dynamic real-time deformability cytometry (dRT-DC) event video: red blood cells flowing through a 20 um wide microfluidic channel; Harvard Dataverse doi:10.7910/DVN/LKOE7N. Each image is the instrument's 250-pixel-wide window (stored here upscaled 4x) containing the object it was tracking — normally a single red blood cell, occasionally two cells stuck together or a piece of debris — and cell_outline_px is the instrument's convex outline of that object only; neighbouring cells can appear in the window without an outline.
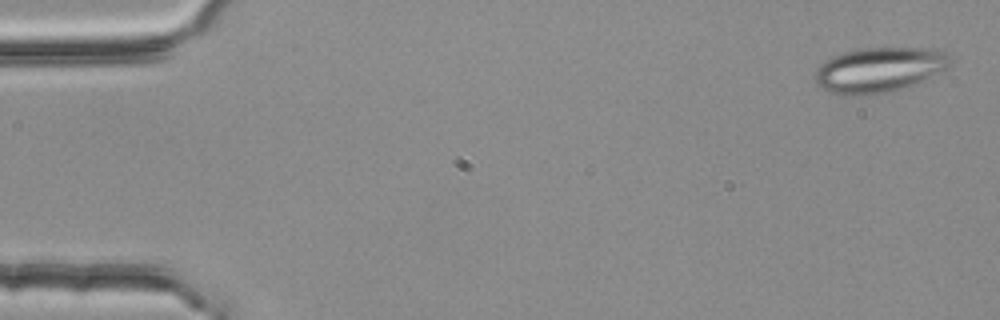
{"species": "common noctule bat (a hibernating species)", "species_latin": "Nyctalus noctula", "temperature_condition": "room temperature", "stored_images_in_passage": 3, "camera_frame_rate_fps": 3000, "um_per_image_px": 0.085, "animal": {"sex": "female", "body_mass_g": 25.1}, "frame": {"image": 1, "passage_image": 1, "time_ms": 0.0, "image_size_px": [1000, 320], "cell_outline_px": [[952, 56], [948, 68], [912, 84], [888, 92], [864, 96], [852, 96], [828, 92], [820, 88], [816, 84], [816, 72], [820, 64], [824, 60], [832, 56], [844, 52], [860, 48], [928, 48], [944, 52]], "centroid_in_image_um": [74.68, 5.93], "position_along_channel_um": 10.3, "area_um2": 35.37}}